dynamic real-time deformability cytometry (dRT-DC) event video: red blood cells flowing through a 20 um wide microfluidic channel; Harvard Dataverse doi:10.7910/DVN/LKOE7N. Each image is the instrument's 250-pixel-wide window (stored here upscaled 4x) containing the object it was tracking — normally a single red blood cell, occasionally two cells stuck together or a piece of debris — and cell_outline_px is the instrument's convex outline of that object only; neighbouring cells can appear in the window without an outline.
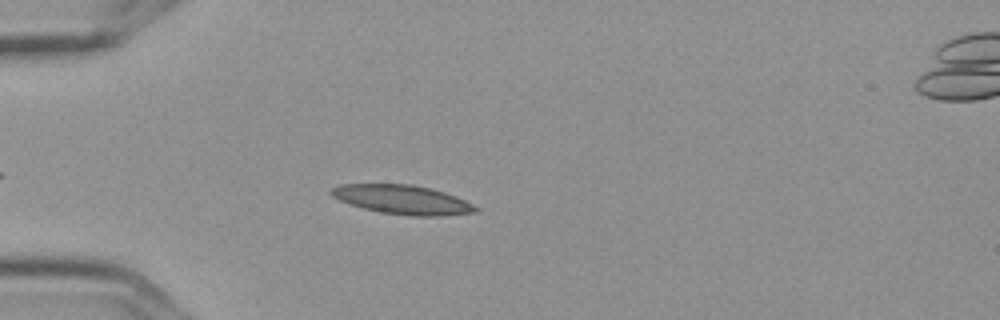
{"species": "Egyptian fruit bat (a non-hibernating species)", "species_latin": "Rousettus aegyptiacus", "temperature_condition": "cold", "stored_images_in_passage": 8, "camera_frame_rate_fps": 3000, "um_per_image_px": 0.085, "frame": {"image": 1, "passage_image": 5, "time_ms": 1.333, "image_size_px": [1000, 320], "cell_outline_px": [[480, 208], [476, 212], [444, 216], [408, 216], [380, 212], [348, 204], [332, 196], [328, 192], [332, 188], [340, 184], [412, 184], [432, 188], [456, 196]], "centroid_in_image_um": [34.21, 16.97], "position_along_channel_um": 50.8, "area_um2": 24.68}}
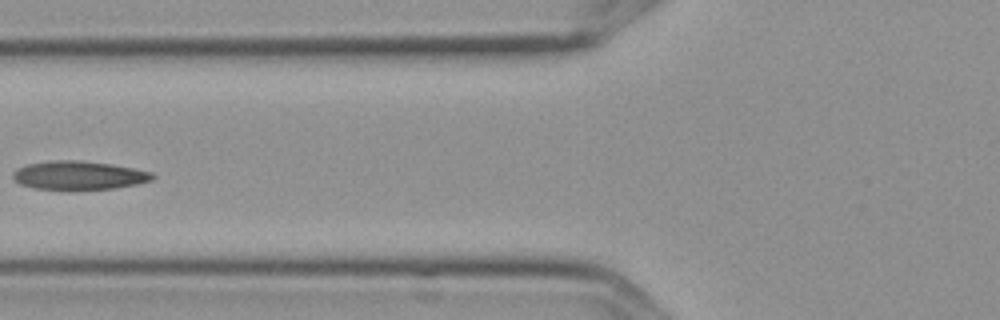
{"frame": {"image": 2, "passage_image": 7, "time_ms": 2.0, "image_size_px": [1000, 320], "cell_outline_px": [[156, 176], [152, 180], [136, 184], [112, 188], [36, 188], [20, 184], [12, 176], [12, 172], [16, 168], [28, 164], [48, 160], [80, 160], [112, 164], [152, 172]], "centroid_in_image_um": [6.69, 14.87], "position_along_channel_um": 119.1, "area_um2": 22.83}}
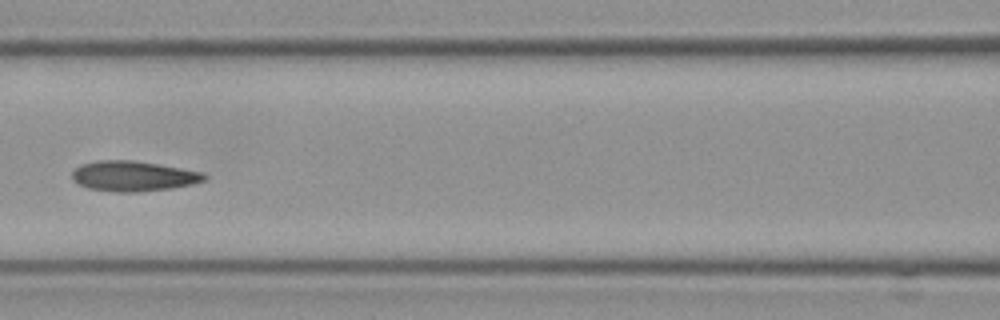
{"frame": {"image": 3, "passage_image": 8, "time_ms": 2.333, "image_size_px": [1000, 320], "cell_outline_px": [[208, 176], [204, 180], [192, 184], [172, 188], [140, 192], [116, 192], [88, 188], [72, 180], [72, 172], [80, 164], [96, 160], [132, 160], [204, 172]], "centroid_in_image_um": [11.32, 14.97], "position_along_channel_um": 155.3, "area_um2": 23.29}}